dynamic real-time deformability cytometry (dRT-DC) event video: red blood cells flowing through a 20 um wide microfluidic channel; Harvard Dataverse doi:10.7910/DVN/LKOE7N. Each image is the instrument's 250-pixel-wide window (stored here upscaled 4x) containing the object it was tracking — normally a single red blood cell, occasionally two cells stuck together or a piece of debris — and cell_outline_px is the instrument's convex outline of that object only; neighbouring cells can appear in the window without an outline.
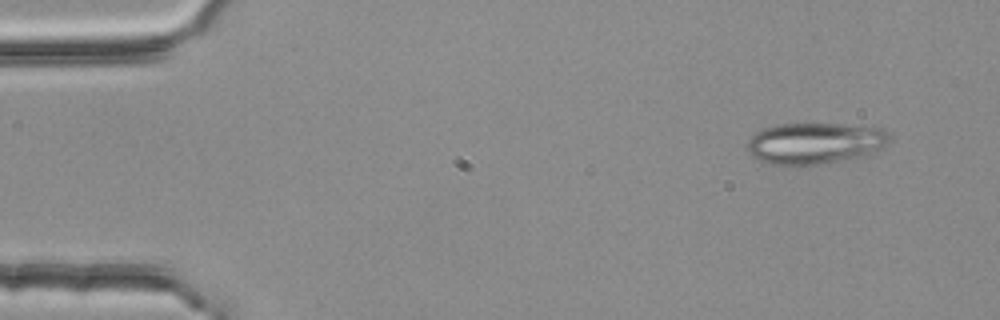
{"species": "common noctule bat (a hibernating species)", "species_latin": "Nyctalus noctula", "temperature_condition": "room temperature", "stored_images_in_passage": 3, "camera_frame_rate_fps": 3000, "um_per_image_px": 0.085, "animal": {"sex": "female", "body_mass_g": 25.1}, "frame": {"image": 1, "passage_image": 1, "time_ms": 0.0, "image_size_px": [1000, 320], "cell_outline_px": [[888, 140], [880, 148], [868, 156], [852, 160], [816, 164], [768, 164], [752, 156], [748, 152], [748, 140], [756, 132], [764, 128], [776, 124], [840, 124], [880, 128], [888, 132]], "centroid_in_image_um": [69.27, 12.18], "position_along_channel_um": 15.7, "area_um2": 34.16}}